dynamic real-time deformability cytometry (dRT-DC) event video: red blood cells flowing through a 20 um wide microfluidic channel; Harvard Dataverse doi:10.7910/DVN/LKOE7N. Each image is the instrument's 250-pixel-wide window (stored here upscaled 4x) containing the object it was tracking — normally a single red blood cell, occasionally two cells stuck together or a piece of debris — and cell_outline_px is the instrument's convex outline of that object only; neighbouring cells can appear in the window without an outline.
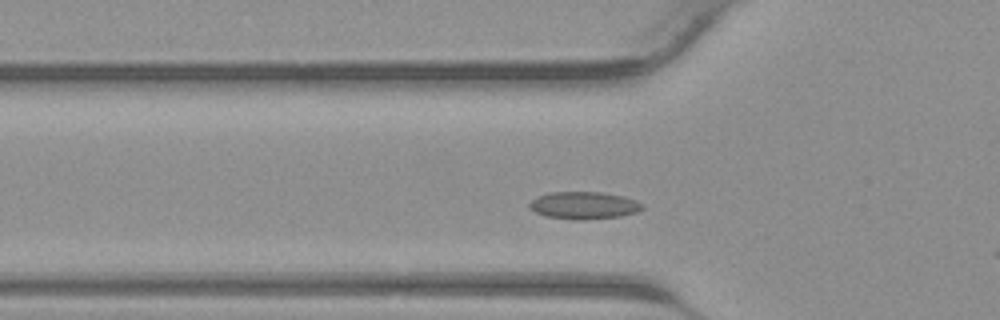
{"species": "common noctule bat (a hibernating species)", "species_latin": "Nyctalus noctula", "temperature_condition": "warm", "stored_images_in_passage": 34, "camera_frame_rate_fps": 3000, "um_per_image_px": 0.085, "animal": {"sex": "male", "body_mass_g": 23.1, "forearm_length_mm": 52.7}, "frame": {"image": 1, "passage_image": 7, "time_ms": 2.0, "image_size_px": [1000, 320], "cell_outline_px": [[644, 208], [636, 212], [620, 216], [580, 220], [576, 220], [544, 216], [536, 212], [528, 204], [536, 196], [548, 192], [600, 192], [624, 196], [636, 200], [644, 204]], "centroid_in_image_um": [49.64, 17.45], "position_along_channel_um": 76.2, "area_um2": 18.03}}
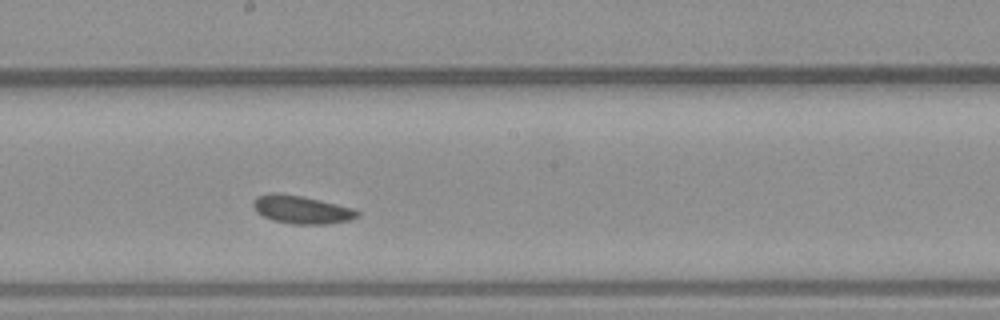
{"frame": {"image": 2, "passage_image": 16, "time_ms": 5.0, "image_size_px": [1000, 320], "cell_outline_px": [[360, 212], [356, 216], [348, 220], [328, 224], [292, 224], [272, 220], [256, 212], [252, 204], [252, 200], [256, 196], [268, 192], [276, 192], [304, 196], [356, 208]], "centroid_in_image_um": [25.6, 17.79], "position_along_channel_um": 222.6, "area_um2": 17.34}}
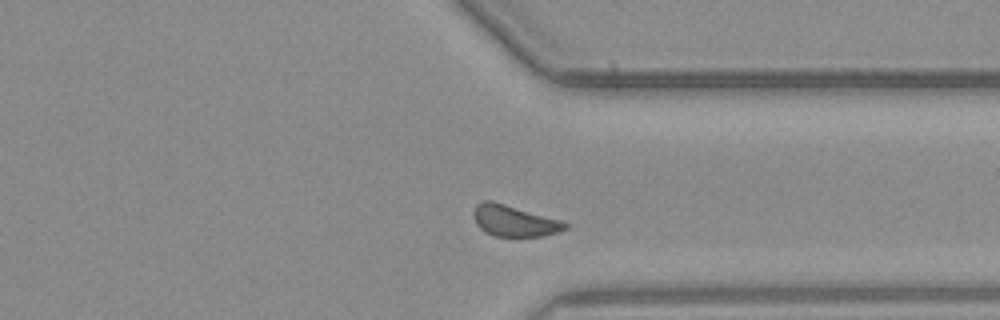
{"frame": {"image": 3, "passage_image": 25, "time_ms": 8.0, "image_size_px": [1000, 320], "cell_outline_px": [[568, 228], [560, 232], [540, 236], [492, 236], [484, 232], [476, 224], [472, 212], [476, 204], [484, 200], [492, 200], [560, 220], [568, 224]], "centroid_in_image_um": [43.67, 18.77], "position_along_channel_um": 367.7, "area_um2": 16.7}}